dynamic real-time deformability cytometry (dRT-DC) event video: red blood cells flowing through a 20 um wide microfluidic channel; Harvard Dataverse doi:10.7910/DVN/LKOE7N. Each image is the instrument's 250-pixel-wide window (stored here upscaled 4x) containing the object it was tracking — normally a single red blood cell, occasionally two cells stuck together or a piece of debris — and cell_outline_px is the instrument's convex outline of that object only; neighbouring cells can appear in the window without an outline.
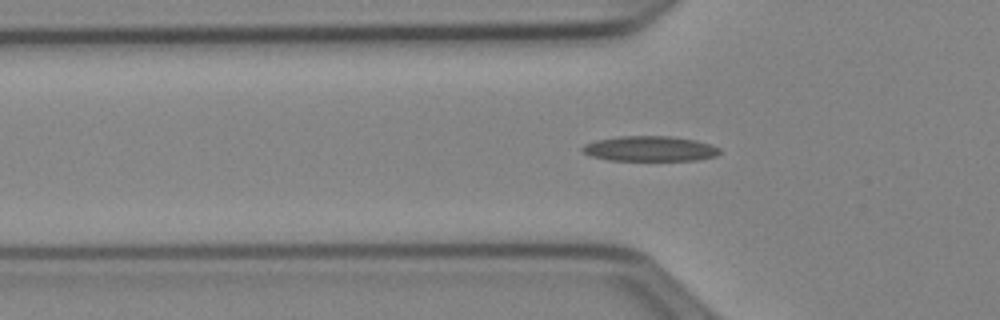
{"species": "Egyptian fruit bat (a non-hibernating species)", "species_latin": "Rousettus aegyptiacus", "temperature_condition": "cold", "stored_images_in_passage": 36, "camera_frame_rate_fps": 3000, "um_per_image_px": 0.085, "animal": {"sex": "female"}, "frame": {"image": 1, "passage_image": 7, "time_ms": 2.0, "image_size_px": [1000, 320], "cell_outline_px": [[720, 152], [716, 156], [696, 160], [608, 160], [592, 156], [584, 152], [580, 148], [584, 144], [596, 140], [620, 136], [668, 136], [696, 140], [720, 148]], "centroid_in_image_um": [55.22, 12.64], "position_along_channel_um": 70.6, "area_um2": 20.0}}
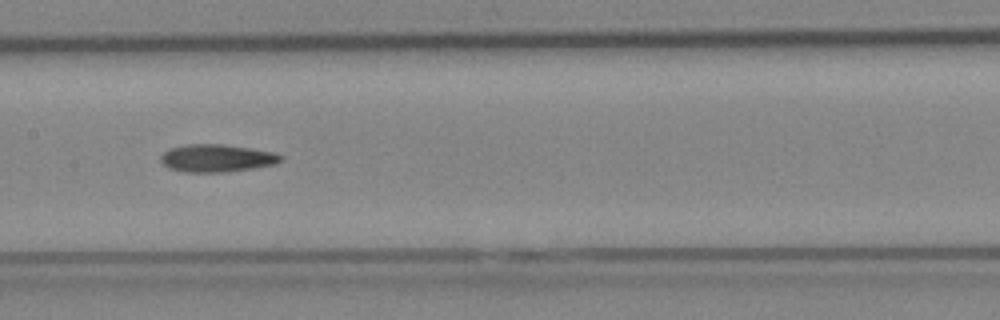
{"frame": {"image": 2, "passage_image": 16, "time_ms": 5.0, "image_size_px": [1000, 320], "cell_outline_px": [[284, 160], [276, 164], [256, 168], [224, 172], [184, 172], [168, 168], [160, 160], [160, 156], [168, 148], [188, 144], [220, 144], [248, 148], [272, 152], [284, 156]], "centroid_in_image_um": [18.43, 13.45], "position_along_channel_um": 189.0, "area_um2": 19.42}}
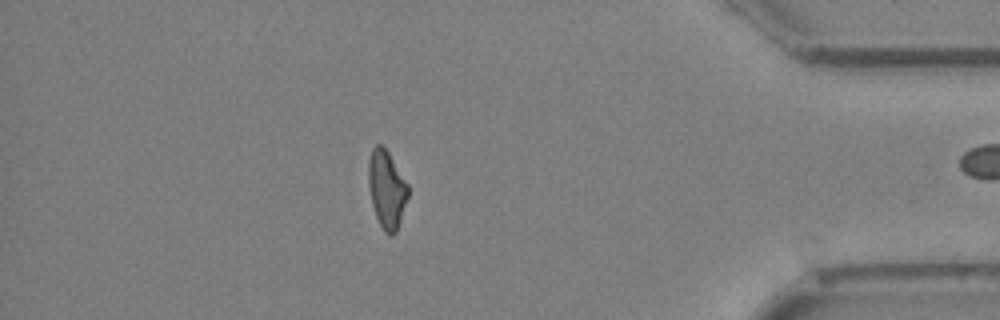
{"frame": {"image": 3, "passage_image": 35, "time_ms": 11.333, "image_size_px": [1000, 320], "cell_outline_px": [[408, 196], [396, 232], [392, 236], [388, 236], [384, 232], [376, 216], [372, 204], [368, 184], [368, 160], [372, 148], [376, 144], [380, 144], [388, 152], [408, 184]], "centroid_in_image_um": [32.85, 16.09], "position_along_channel_um": 402.3, "area_um2": 17.86}}